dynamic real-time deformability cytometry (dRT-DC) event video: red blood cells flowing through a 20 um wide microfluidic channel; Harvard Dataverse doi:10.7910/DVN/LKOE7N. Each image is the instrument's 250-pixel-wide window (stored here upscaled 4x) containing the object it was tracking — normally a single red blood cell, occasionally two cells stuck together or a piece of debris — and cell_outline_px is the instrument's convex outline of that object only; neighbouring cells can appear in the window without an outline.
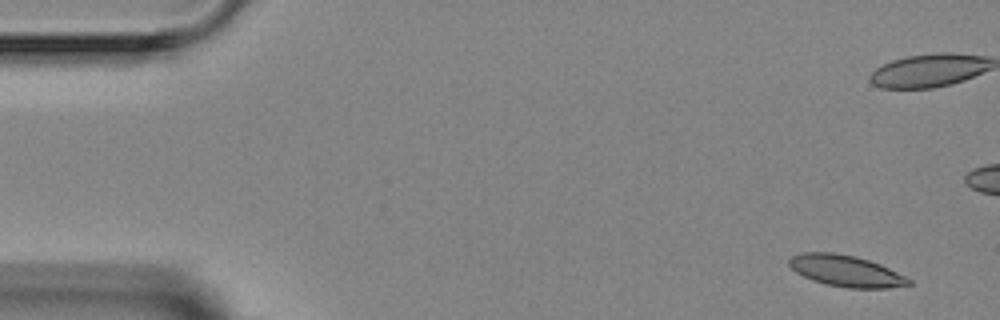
{"species": "Egyptian fruit bat (a non-hibernating species)", "species_latin": "Rousettus aegyptiacus", "temperature_condition": "room temperature", "stored_images_in_passage": 7, "camera_frame_rate_fps": 3000, "um_per_image_px": 0.085, "animal": {"sex": "female"}, "frame": {"image": 1, "passage_image": 1, "time_ms": 0.0, "image_size_px": [1000, 320], "cell_outline_px": [[912, 284], [888, 288], [848, 288], [828, 284], [812, 280], [796, 272], [788, 264], [788, 260], [792, 256], [804, 252], [832, 252], [856, 256], [880, 264], [912, 280]], "centroid_in_image_um": [71.9, 23.02], "position_along_channel_um": 13.1, "area_um2": 21.68}}
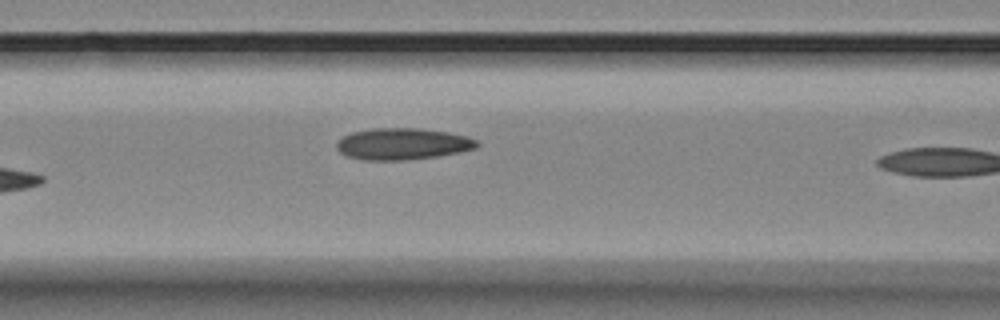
{"frame": {"image": 2, "passage_image": 6, "time_ms": 6.667, "image_size_px": [1000, 320], "cell_outline_px": [[480, 144], [476, 148], [460, 152], [440, 156], [408, 160], [364, 160], [348, 156], [340, 152], [336, 148], [336, 140], [352, 132], [372, 128], [416, 128], [448, 132], [468, 136], [476, 140]], "centroid_in_image_um": [34.23, 12.23], "position_along_channel_um": 132.4, "area_um2": 26.01}}